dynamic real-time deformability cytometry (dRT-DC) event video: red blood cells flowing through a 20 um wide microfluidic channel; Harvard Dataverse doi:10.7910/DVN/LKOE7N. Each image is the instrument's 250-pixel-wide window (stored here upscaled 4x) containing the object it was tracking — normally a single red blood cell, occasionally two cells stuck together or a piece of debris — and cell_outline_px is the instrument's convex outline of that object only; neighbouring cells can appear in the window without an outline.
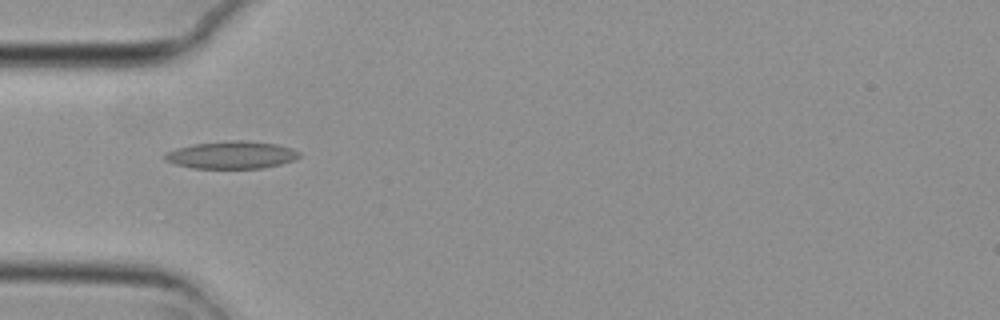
{"species": "common noctule bat (a hibernating species)", "species_latin": "Nyctalus noctula", "temperature_condition": "cold", "stored_images_in_passage": 5, "camera_frame_rate_fps": 3000, "um_per_image_px": 0.085, "animal": {"sex": "female", "body_mass_g": 29.2, "forearm_length_mm": 56.3}, "frame": {"image": 1, "passage_image": 1, "time_ms": 0.0, "image_size_px": [1000, 320], "cell_outline_px": [[300, 156], [292, 160], [280, 164], [260, 168], [192, 168], [176, 164], [164, 160], [164, 156], [168, 152], [176, 148], [192, 144], [232, 140], [244, 140], [276, 144], [292, 148], [300, 152]], "centroid_in_image_um": [19.67, 13.16], "position_along_channel_um": 65.3, "area_um2": 21.39}}
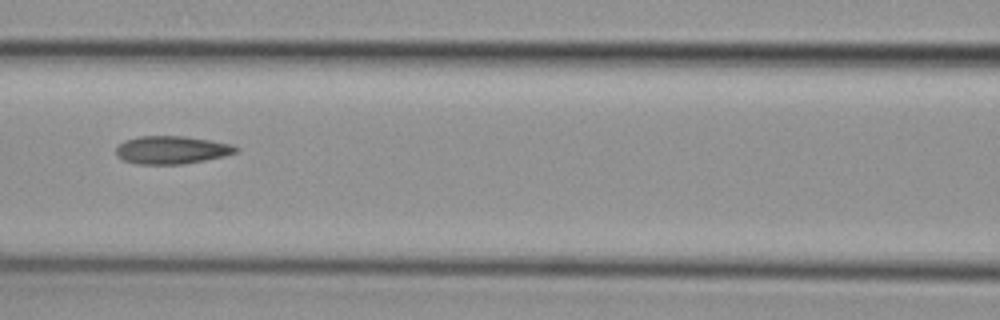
{"frame": {"image": 2, "passage_image": 3, "time_ms": 0.667, "image_size_px": [1000, 320], "cell_outline_px": [[240, 148], [236, 152], [224, 156], [204, 160], [180, 164], [136, 164], [124, 160], [116, 156], [116, 148], [124, 140], [140, 136], [184, 136], [232, 144]], "centroid_in_image_um": [14.57, 12.74], "position_along_channel_um": 152.0, "area_um2": 19.42}}
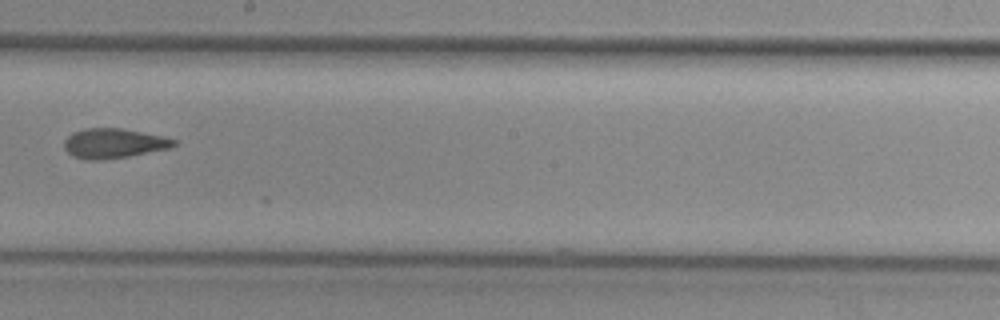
{"frame": {"image": 3, "passage_image": 5, "time_ms": 1.333, "image_size_px": [1000, 320], "cell_outline_px": [[176, 144], [168, 148], [128, 156], [100, 160], [84, 160], [72, 156], [64, 148], [64, 140], [72, 132], [84, 128], [120, 128], [164, 136], [176, 140]], "centroid_in_image_um": [9.61, 12.18], "position_along_channel_um": 238.6, "area_um2": 18.96}}